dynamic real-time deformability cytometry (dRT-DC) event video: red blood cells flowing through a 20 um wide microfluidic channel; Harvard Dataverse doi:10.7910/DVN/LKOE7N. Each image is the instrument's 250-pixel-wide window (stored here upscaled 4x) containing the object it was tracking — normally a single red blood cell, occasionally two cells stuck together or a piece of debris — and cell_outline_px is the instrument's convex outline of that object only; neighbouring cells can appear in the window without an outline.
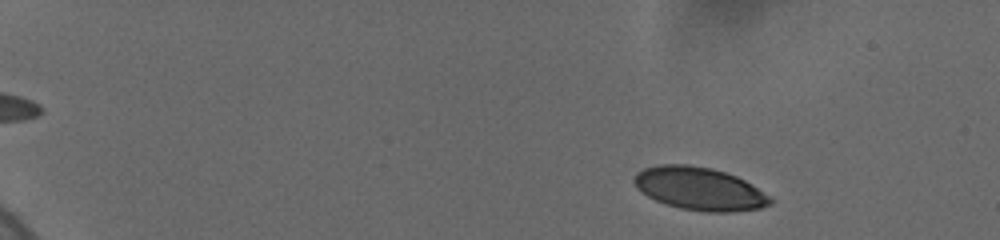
{"species": "human", "species_latin": "Homo sapiens", "temperature_condition": "cold", "stored_images_in_passage": 25, "camera_frame_rate_fps": 3000, "um_per_image_px": 0.085, "donor": {"sex": "female"}, "frame": {"image": 1, "passage_image": 3, "time_ms": 1.0, "image_size_px": [1000, 240], "cell_outline_px": [[772, 204], [760, 208], [728, 212], [704, 212], [680, 208], [656, 200], [648, 196], [636, 188], [632, 180], [636, 172], [644, 168], [660, 164], [688, 164], [712, 168], [736, 176], [744, 180], [772, 196]], "centroid_in_image_um": [59.45, 16.03], "position_along_channel_um": 25.5, "area_um2": 34.16}}
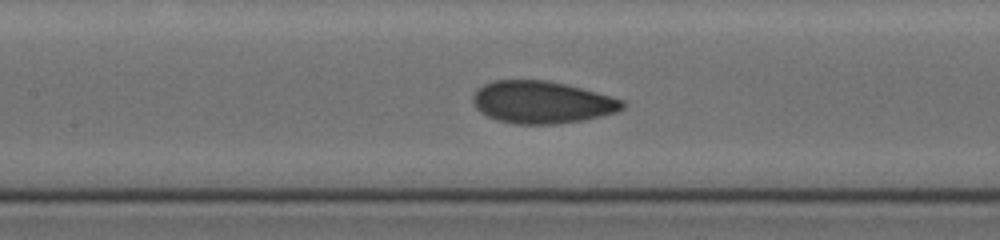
{"frame": {"image": 2, "passage_image": 19, "time_ms": 8.333, "image_size_px": [1000, 240], "cell_outline_px": [[624, 108], [616, 112], [584, 120], [556, 124], [516, 124], [496, 120], [480, 112], [476, 108], [472, 100], [472, 96], [484, 84], [496, 80], [548, 80], [580, 88], [624, 100]], "centroid_in_image_um": [46.04, 8.7], "position_along_channel_um": 161.4, "area_um2": 36.65}}
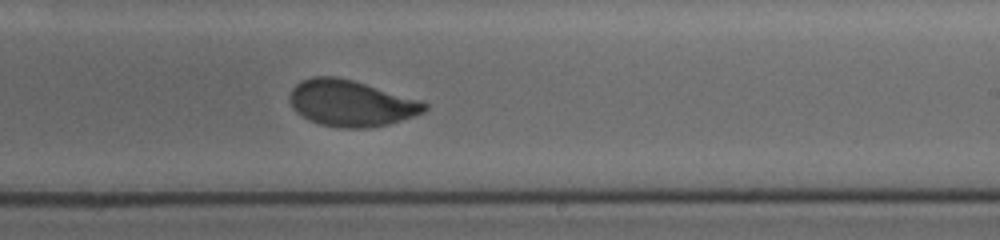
{"frame": {"image": 3, "passage_image": 25, "time_ms": 11.0, "image_size_px": [1000, 240], "cell_outline_px": [[428, 108], [424, 112], [388, 124], [372, 128], [340, 128], [320, 124], [308, 120], [296, 112], [292, 104], [292, 88], [300, 80], [312, 76], [336, 76], [352, 80], [420, 100], [428, 104]], "centroid_in_image_um": [29.84, 8.78], "position_along_channel_um": 259.2, "area_um2": 36.07}}